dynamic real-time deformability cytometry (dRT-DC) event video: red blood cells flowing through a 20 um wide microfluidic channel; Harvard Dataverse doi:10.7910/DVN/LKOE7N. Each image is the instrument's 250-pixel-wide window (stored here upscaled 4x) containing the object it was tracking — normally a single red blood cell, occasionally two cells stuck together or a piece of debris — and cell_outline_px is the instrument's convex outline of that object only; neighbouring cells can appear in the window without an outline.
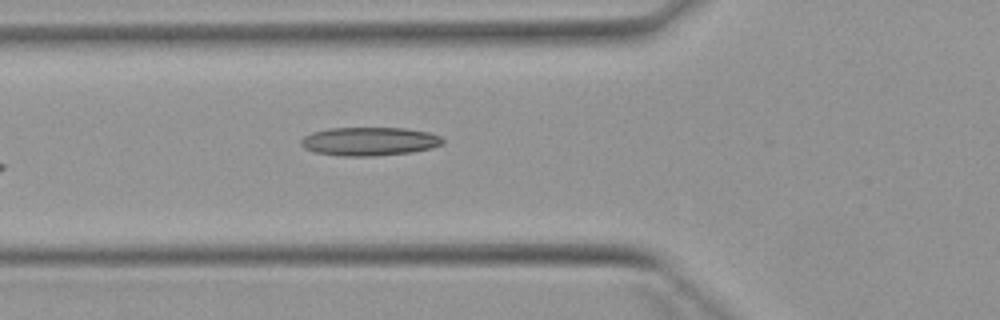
{"species": "Egyptian fruit bat (a non-hibernating species)", "species_latin": "Rousettus aegyptiacus", "temperature_condition": "warm", "stored_images_in_passage": 5, "camera_frame_rate_fps": 3000, "um_per_image_px": 0.085, "animal": {"sex": "female"}, "frame": {"image": 1, "passage_image": 5, "time_ms": 5.0, "image_size_px": [1000, 320], "cell_outline_px": [[444, 144], [432, 148], [412, 152], [376, 156], [340, 156], [312, 152], [304, 148], [300, 144], [300, 140], [304, 136], [312, 132], [328, 128], [404, 128], [428, 132], [440, 136], [444, 140]], "centroid_in_image_um": [31.38, 12.02], "position_along_channel_um": 94.4, "area_um2": 23.81}}